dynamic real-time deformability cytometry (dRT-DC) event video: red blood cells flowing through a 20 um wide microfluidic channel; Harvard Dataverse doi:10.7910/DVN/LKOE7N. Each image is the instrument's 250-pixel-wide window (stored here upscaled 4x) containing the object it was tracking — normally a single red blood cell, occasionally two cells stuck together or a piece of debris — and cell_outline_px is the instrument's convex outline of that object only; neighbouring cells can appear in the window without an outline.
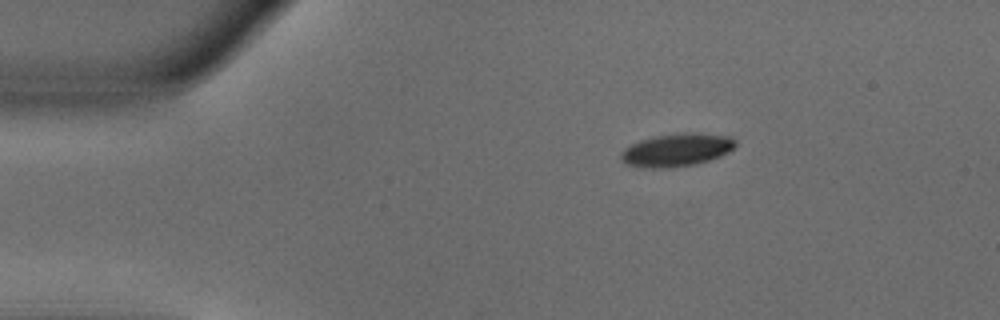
{"species": "common noctule bat (a hibernating species)", "species_latin": "Nyctalus noctula", "temperature_condition": "warm", "stored_images_in_passage": 45, "camera_frame_rate_fps": 3000, "um_per_image_px": 0.085, "animal": {"sex": "male", "body_mass_g": 18.8}, "frame": {"image": 1, "passage_image": 1, "time_ms": 0.0, "image_size_px": [1000, 320], "cell_outline_px": [[736, 144], [728, 152], [720, 156], [696, 164], [672, 168], [644, 168], [624, 164], [620, 160], [620, 152], [624, 148], [640, 140], [656, 136], [684, 132], [688, 132], [728, 136], [736, 140]], "centroid_in_image_um": [57.46, 12.76], "position_along_channel_um": 27.5, "area_um2": 22.08}}
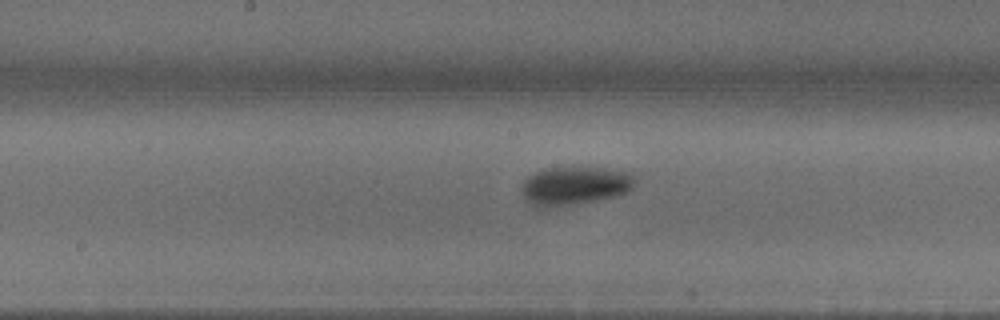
{"frame": {"image": 2, "passage_image": 19, "time_ms": 6.0, "image_size_px": [1000, 320], "cell_outline_px": [[636, 184], [628, 192], [612, 196], [592, 200], [548, 208], [536, 208], [524, 196], [520, 188], [524, 180], [528, 176], [544, 168], [604, 168], [632, 172]], "centroid_in_image_um": [48.84, 15.78], "position_along_channel_um": 199.4, "area_um2": 25.14}}
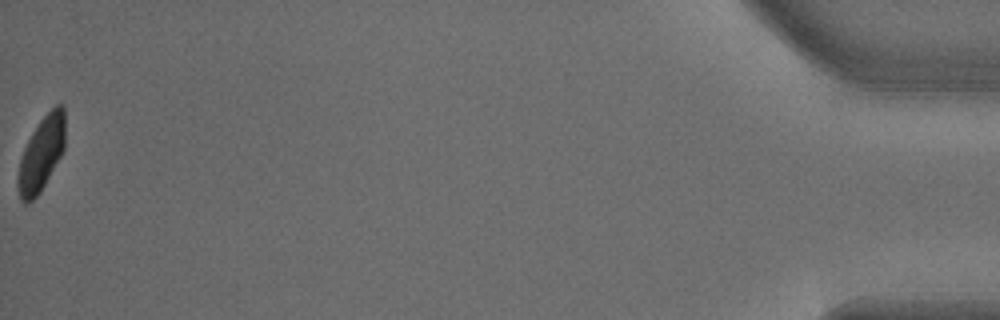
{"frame": {"image": 3, "passage_image": 45, "time_ms": 14.667, "image_size_px": [1000, 320], "cell_outline_px": [[64, 148], [60, 156], [40, 192], [28, 204], [24, 204], [20, 200], [16, 184], [16, 176], [20, 160], [24, 148], [32, 132], [40, 120], [56, 104], [64, 104]], "centroid_in_image_um": [3.48, 13.11], "position_along_channel_um": 431.7, "area_um2": 20.35}, "authors_computed_cell_mechanics": {"area_um2": 23.5824, "velocity_mm_per_s": 3.8322, "shape_relaxation_time_tau1_ms": 3.0089, "shape_relaxation_time_tau2_ms": null, "deformation_change_tau1": 0.123, "deformation_change_tau2": null}}